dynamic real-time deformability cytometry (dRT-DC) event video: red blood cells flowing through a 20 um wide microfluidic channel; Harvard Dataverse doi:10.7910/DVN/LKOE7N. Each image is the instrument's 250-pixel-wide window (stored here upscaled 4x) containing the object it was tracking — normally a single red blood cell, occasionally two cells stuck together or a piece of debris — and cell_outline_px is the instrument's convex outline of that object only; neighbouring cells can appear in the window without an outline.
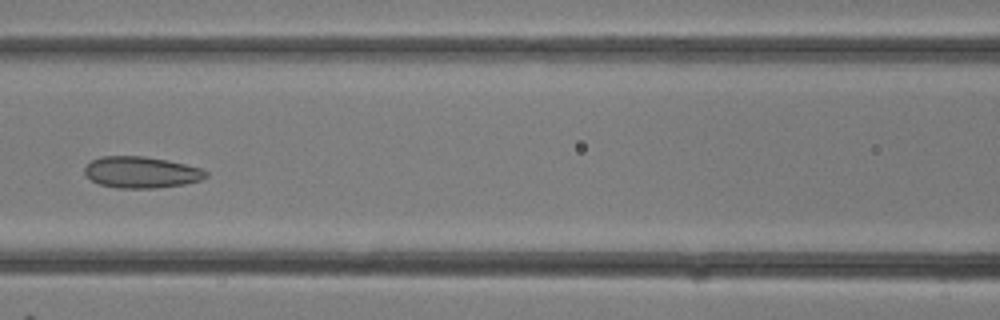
{"species": "common noctule bat (a hibernating species)", "species_latin": "Nyctalus noctula", "temperature_condition": "room temperature", "stored_images_in_passage": 18, "camera_frame_rate_fps": 3000, "um_per_image_px": 0.085, "animal": {"sex": "female"}, "frame": {"image": 1, "passage_image": 13, "time_ms": 4.0, "image_size_px": [1000, 320], "cell_outline_px": [[208, 176], [200, 180], [184, 184], [156, 188], [116, 188], [100, 184], [92, 180], [84, 172], [84, 168], [92, 160], [100, 156], [144, 156], [168, 160], [200, 168], [208, 172]], "centroid_in_image_um": [12.01, 14.64], "position_along_channel_um": 154.6, "area_um2": 22.14}}
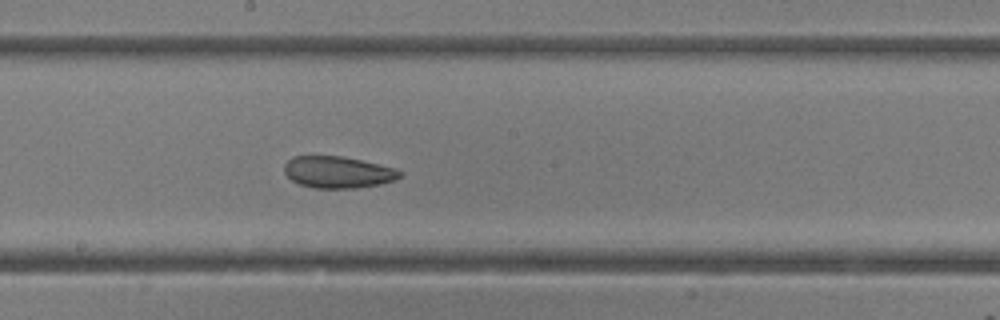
{"frame": {"image": 2, "passage_image": 16, "time_ms": 5.0, "image_size_px": [1000, 320], "cell_outline_px": [[404, 172], [396, 180], [380, 184], [356, 188], [312, 188], [300, 184], [292, 180], [284, 172], [284, 164], [292, 156], [340, 156], [360, 160], [396, 168]], "centroid_in_image_um": [28.73, 14.64], "position_along_channel_um": 219.5, "area_um2": 21.39}}
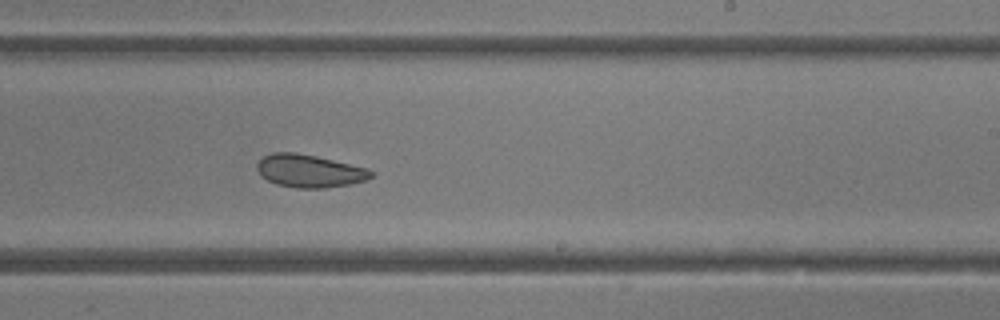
{"frame": {"image": 3, "passage_image": 18, "time_ms": 5.667, "image_size_px": [1000, 320], "cell_outline_px": [[376, 172], [372, 176], [364, 180], [352, 184], [324, 188], [296, 188], [276, 184], [260, 176], [256, 168], [256, 164], [264, 156], [272, 152], [296, 152], [316, 156], [368, 168]], "centroid_in_image_um": [26.29, 14.53], "position_along_channel_um": 262.7, "area_um2": 21.96}}